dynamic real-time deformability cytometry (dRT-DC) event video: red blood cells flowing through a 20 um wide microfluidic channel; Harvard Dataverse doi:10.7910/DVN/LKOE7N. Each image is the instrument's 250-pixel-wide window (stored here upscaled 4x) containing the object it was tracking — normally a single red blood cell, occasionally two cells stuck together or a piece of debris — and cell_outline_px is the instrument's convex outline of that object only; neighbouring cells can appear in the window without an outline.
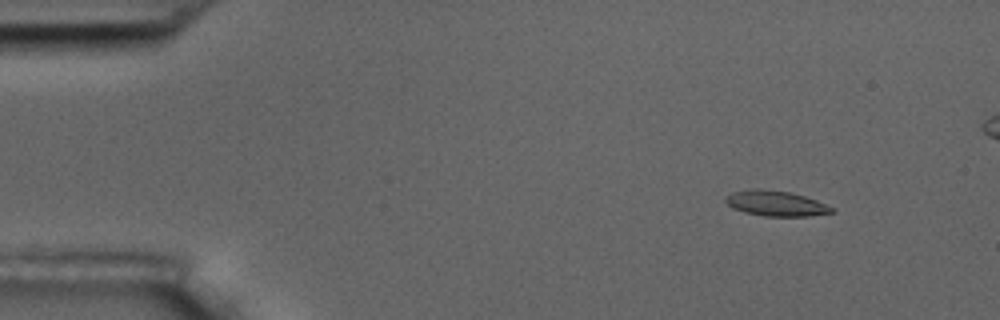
{"species": "common noctule bat (a hibernating species)", "species_latin": "Nyctalus noctula", "temperature_condition": "room temperature", "stored_images_in_passage": 6, "camera_frame_rate_fps": 3000, "um_per_image_px": 0.085, "animal": {"sex": "male", "body_mass_g": 17.5, "forearm_length_mm": 52.3}, "frame": {"image": 1, "passage_image": 2, "time_ms": 1.0, "image_size_px": [1000, 320], "cell_outline_px": [[836, 208], [832, 212], [808, 216], [764, 216], [744, 212], [732, 208], [724, 200], [724, 196], [732, 192], [752, 188], [760, 188], [788, 192], [804, 196], [816, 200]], "centroid_in_image_um": [65.9, 17.28], "position_along_channel_um": 19.1, "area_um2": 15.72}}